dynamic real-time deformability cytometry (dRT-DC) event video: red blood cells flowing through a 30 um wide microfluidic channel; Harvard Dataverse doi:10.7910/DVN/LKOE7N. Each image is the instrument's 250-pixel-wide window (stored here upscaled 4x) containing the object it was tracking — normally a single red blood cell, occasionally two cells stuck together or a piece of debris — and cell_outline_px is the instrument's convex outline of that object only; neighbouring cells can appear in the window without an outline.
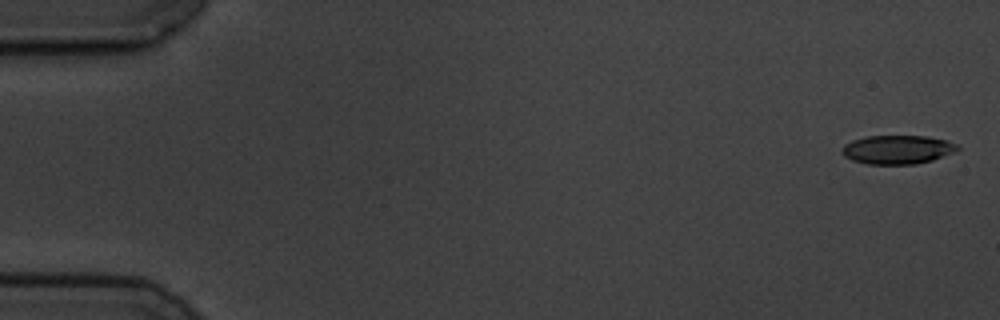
{"species": "common noctule bat (a hibernating species)", "species_latin": "Nyctalus noctula", "temperature_condition": "cold", "stored_images_in_passage": 5, "camera_frame_rate_fps": 3000, "um_per_image_px": 0.085, "animal": {"sex": "male", "body_mass_g": 19.5, "forearm_length_mm": 54.6}, "frame": {"image": 1, "passage_image": 1, "time_ms": 0.0, "image_size_px": [1000, 320], "cell_outline_px": [[960, 148], [956, 152], [932, 160], [916, 164], [868, 164], [852, 160], [844, 156], [840, 152], [840, 148], [844, 144], [852, 140], [864, 136], [928, 136], [948, 140], [956, 144]], "centroid_in_image_um": [76.27, 12.71], "position_along_channel_um": 8.7, "area_um2": 19.65}}
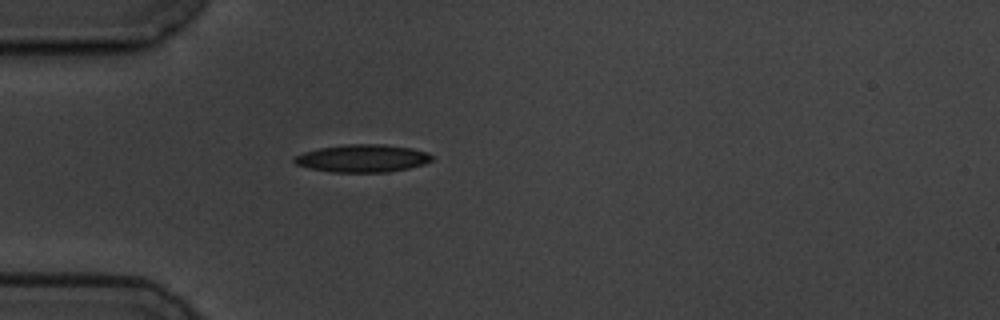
{"frame": {"image": 2, "passage_image": 5, "time_ms": 5.0, "image_size_px": [1000, 320], "cell_outline_px": [[432, 160], [424, 164], [408, 168], [388, 172], [332, 172], [308, 168], [296, 164], [292, 160], [296, 156], [304, 152], [320, 148], [344, 144], [384, 144], [412, 148], [428, 152], [432, 156]], "centroid_in_image_um": [30.82, 13.45], "position_along_channel_um": 54.2, "area_um2": 22.2}}